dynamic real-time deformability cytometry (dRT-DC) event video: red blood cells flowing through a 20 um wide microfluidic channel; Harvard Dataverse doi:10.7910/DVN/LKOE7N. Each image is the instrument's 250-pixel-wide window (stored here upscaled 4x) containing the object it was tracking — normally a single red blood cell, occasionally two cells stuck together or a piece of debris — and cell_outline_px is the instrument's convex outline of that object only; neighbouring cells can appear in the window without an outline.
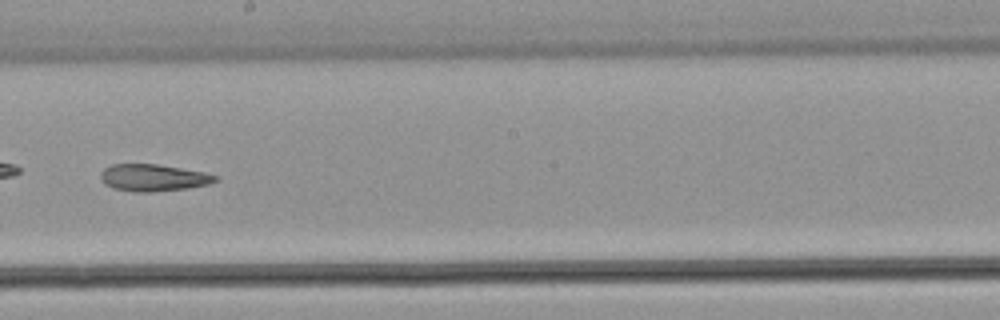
{"species": "common noctule bat (a hibernating species)", "species_latin": "Nyctalus noctula", "temperature_condition": "warm", "stored_images_in_passage": 49, "camera_frame_rate_fps": 3000, "um_per_image_px": 0.085, "animal": {"sex": "male", "body_mass_g": 21.5, "forearm_length_mm": 52.0}, "frame": {"image": 1, "passage_image": 28, "time_ms": 9.0, "image_size_px": [1000, 320], "cell_outline_px": [[220, 176], [216, 180], [208, 184], [188, 188], [152, 192], [136, 192], [112, 188], [104, 184], [100, 180], [100, 172], [104, 168], [112, 164], [156, 164], [204, 172]], "centroid_in_image_um": [12.99, 15.1], "position_along_channel_um": 235.2, "area_um2": 18.09}, "authors_computed_cell_mechanics": {"area_um2": 19.9988, "velocity_mm_per_s": 3.8845, "shape_relaxation_time_tau1_ms": null, "shape_relaxation_time_tau2_ms": 6.6173, "deformation_change_tau1": null, "deformation_change_tau2": 0.1689}}